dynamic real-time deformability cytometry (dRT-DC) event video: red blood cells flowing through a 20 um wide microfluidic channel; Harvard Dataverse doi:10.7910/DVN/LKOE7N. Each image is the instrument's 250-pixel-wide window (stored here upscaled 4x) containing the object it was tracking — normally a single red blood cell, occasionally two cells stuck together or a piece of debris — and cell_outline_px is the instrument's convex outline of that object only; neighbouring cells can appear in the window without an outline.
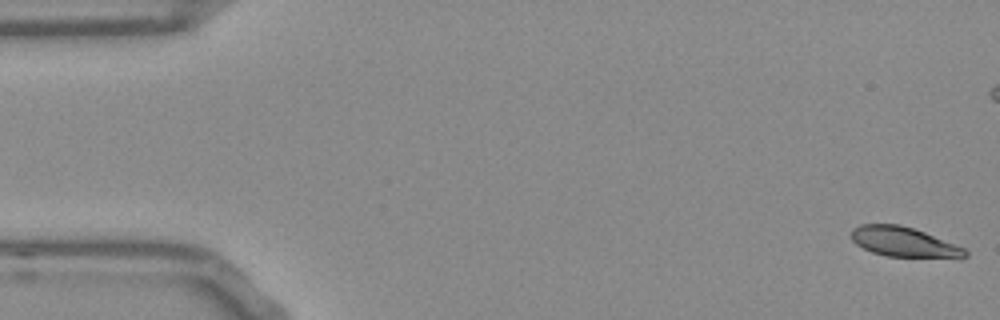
{"species": "Egyptian fruit bat (a non-hibernating species)", "species_latin": "Rousettus aegyptiacus", "temperature_condition": "room temperature", "stored_images_in_passage": 54, "camera_frame_rate_fps": 3000, "um_per_image_px": 0.085, "frame": {"image": 1, "passage_image": 1, "time_ms": 0.0, "image_size_px": [1000, 320], "cell_outline_px": [[968, 256], [960, 260], [888, 256], [872, 252], [856, 244], [852, 240], [852, 232], [860, 224], [900, 224], [924, 232], [964, 248], [968, 252]], "centroid_in_image_um": [76.93, 20.61], "position_along_channel_um": 8.1, "area_um2": 20.11}}
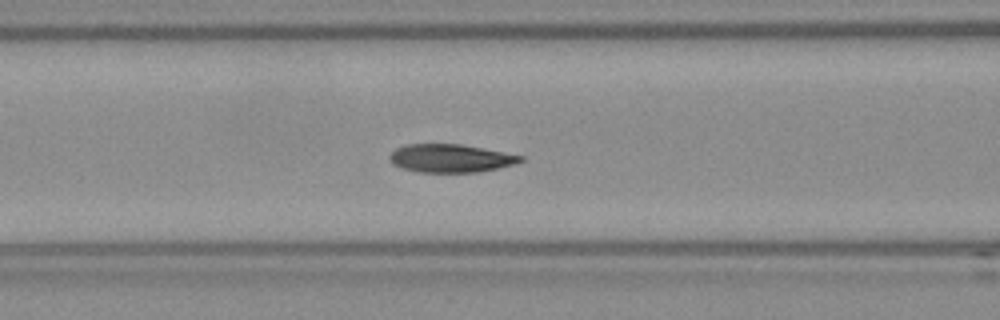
{"frame": {"image": 2, "passage_image": 21, "time_ms": 6.667, "image_size_px": [1000, 320], "cell_outline_px": [[524, 160], [516, 164], [476, 172], [420, 172], [404, 168], [392, 164], [388, 156], [396, 148], [408, 144], [460, 144], [524, 156]], "centroid_in_image_um": [38.29, 13.45], "position_along_channel_um": 128.3, "area_um2": 21.27}}
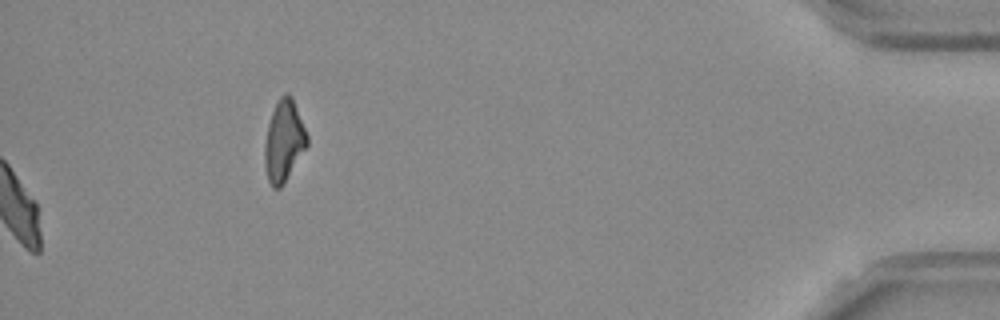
{"frame": {"image": 3, "passage_image": 54, "time_ms": 17.667, "image_size_px": [1000, 320], "cell_outline_px": [[308, 144], [284, 184], [280, 188], [272, 188], [268, 180], [264, 168], [264, 144], [268, 124], [272, 112], [280, 96], [284, 92], [288, 92], [292, 96], [308, 136]], "centroid_in_image_um": [24.12, 11.99], "position_along_channel_um": 411.1, "area_um2": 20.23}, "authors_computed_cell_mechanics": {"area_um2": 21.8484, "velocity_mm_per_s": 3.7791, "shape_relaxation_time_tau1_ms": 4.0048, "shape_relaxation_time_tau2_ms": 1.9363, "deformation_change_tau1": 0.1422, "deformation_change_tau2": 0.0595}}